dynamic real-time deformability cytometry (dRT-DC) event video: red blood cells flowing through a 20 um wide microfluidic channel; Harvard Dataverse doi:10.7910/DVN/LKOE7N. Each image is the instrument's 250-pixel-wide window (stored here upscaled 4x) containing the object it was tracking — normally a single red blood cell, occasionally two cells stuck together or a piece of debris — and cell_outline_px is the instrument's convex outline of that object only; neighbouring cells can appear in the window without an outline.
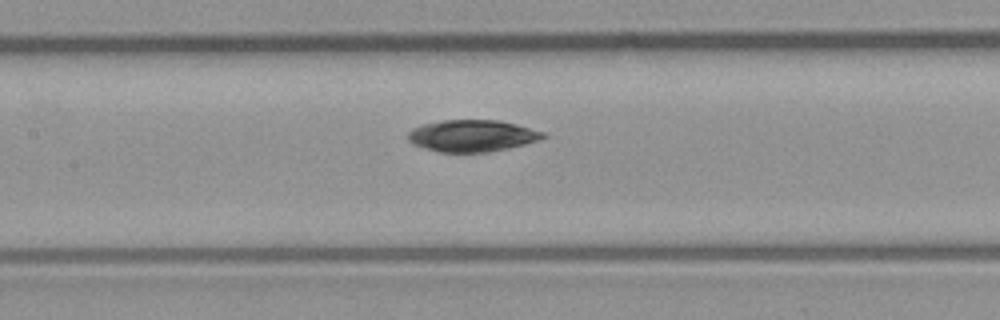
{"species": "common noctule bat (a hibernating species)", "species_latin": "Nyctalus noctula", "temperature_condition": "room temperature", "stored_images_in_passage": 6, "segment_of_instrument_passage": [2, 2], "camera_frame_rate_fps": 3000, "um_per_image_px": 0.085, "animal": {"sex": "male", "body_mass_g": 23.1, "forearm_length_mm": 52.7}, "frame": {"image": 1, "passage_image": 6, "time_ms": 1.667, "image_size_px": [1000, 320], "cell_outline_px": [[548, 136], [540, 140], [508, 148], [488, 152], [440, 152], [424, 148], [412, 144], [408, 140], [408, 132], [412, 128], [420, 124], [440, 120], [500, 120], [516, 124], [544, 132]], "centroid_in_image_um": [40.11, 11.53], "position_along_channel_um": 167.3, "area_um2": 25.2}}